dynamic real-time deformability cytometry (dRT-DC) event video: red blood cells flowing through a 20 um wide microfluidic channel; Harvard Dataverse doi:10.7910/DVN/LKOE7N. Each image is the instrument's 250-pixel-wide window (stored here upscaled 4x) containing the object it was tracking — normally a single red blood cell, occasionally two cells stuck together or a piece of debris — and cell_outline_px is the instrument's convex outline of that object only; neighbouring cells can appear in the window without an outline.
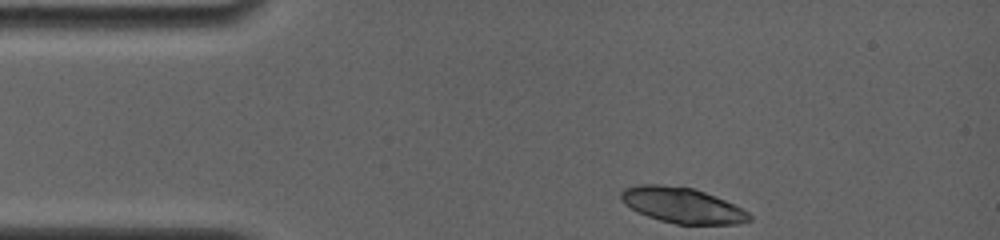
{"species": "common noctule bat (a hibernating species)", "species_latin": "Nyctalus noctula", "temperature_condition": "room temperature", "stored_images_in_passage": 5, "camera_frame_rate_fps": 4000, "um_per_image_px": 0.085, "animal": {"sex": "female", "body_mass_g": 19.0, "forearm_length_mm": 56.7}, "frame": {"image": 1, "passage_image": 1, "time_ms": 0.0, "image_size_px": [1000, 240], "cell_outline_px": [[752, 220], [736, 224], [676, 224], [660, 220], [636, 212], [624, 204], [620, 200], [620, 192], [624, 188], [636, 184], [660, 184], [692, 188], [704, 192], [724, 200], [748, 212], [752, 216]], "centroid_in_image_um": [57.93, 17.44], "position_along_channel_um": 27.1, "area_um2": 26.53}}